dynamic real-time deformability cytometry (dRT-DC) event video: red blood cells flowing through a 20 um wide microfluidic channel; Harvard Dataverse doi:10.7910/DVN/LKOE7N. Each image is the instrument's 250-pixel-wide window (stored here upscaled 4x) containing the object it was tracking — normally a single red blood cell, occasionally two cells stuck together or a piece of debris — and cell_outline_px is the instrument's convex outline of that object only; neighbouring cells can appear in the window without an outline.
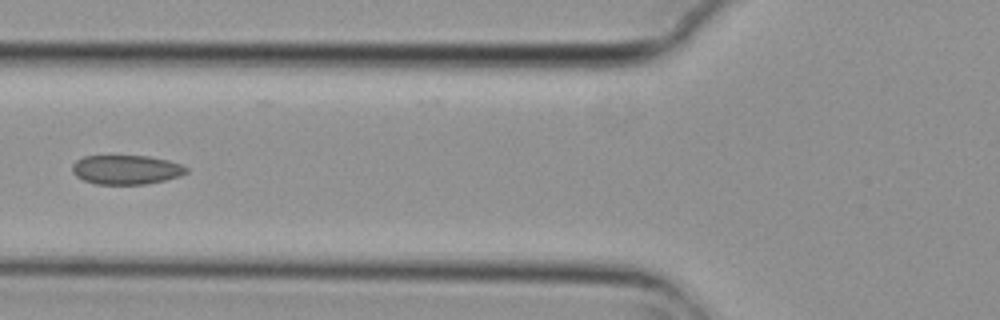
{"species": "common noctule bat (a hibernating species)", "species_latin": "Nyctalus noctula", "temperature_condition": "cold", "stored_images_in_passage": 6, "camera_frame_rate_fps": 3000, "um_per_image_px": 0.085, "animal": {"sex": "female", "body_mass_g": 29.2, "forearm_length_mm": 56.3}, "frame": {"image": 1, "passage_image": 3, "time_ms": 0.667, "image_size_px": [1000, 320], "cell_outline_px": [[188, 172], [180, 176], [164, 180], [144, 184], [96, 184], [84, 180], [76, 176], [72, 172], [72, 164], [76, 160], [84, 156], [148, 156], [168, 160], [180, 164], [188, 168]], "centroid_in_image_um": [10.72, 14.42], "position_along_channel_um": 115.1, "area_um2": 19.42}}
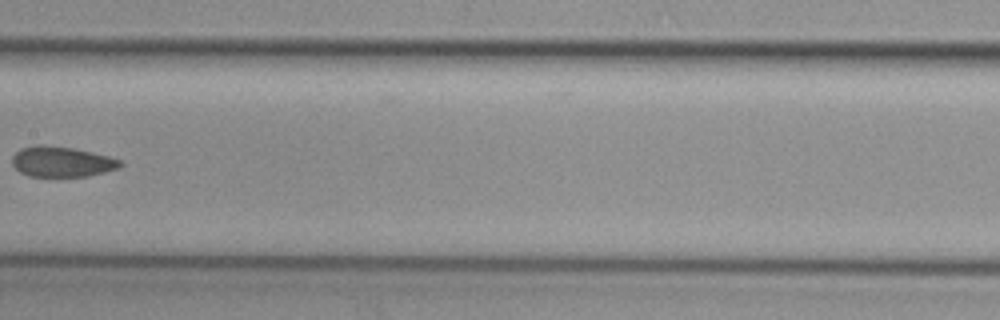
{"frame": {"image": 2, "passage_image": 5, "time_ms": 1.333, "image_size_px": [1000, 320], "cell_outline_px": [[124, 164], [120, 168], [88, 176], [28, 176], [20, 172], [12, 164], [12, 156], [20, 148], [36, 144], [44, 144], [72, 148], [92, 152], [108, 156], [120, 160]], "centroid_in_image_um": [5.24, 13.73], "position_along_channel_um": 202.2, "area_um2": 19.25}}
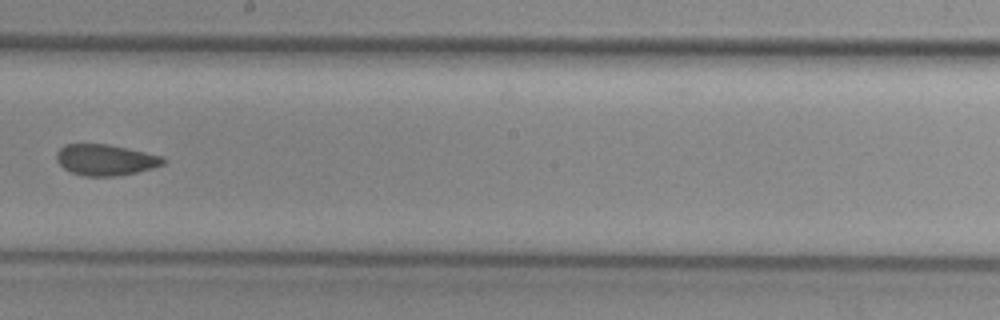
{"frame": {"image": 3, "passage_image": 6, "time_ms": 1.667, "image_size_px": [1000, 320], "cell_outline_px": [[168, 160], [164, 164], [152, 168], [136, 172], [116, 176], [84, 176], [72, 172], [64, 168], [56, 160], [56, 152], [64, 144], [108, 144], [128, 148], [164, 156]], "centroid_in_image_um": [8.99, 13.58], "position_along_channel_um": 239.2, "area_um2": 19.42}}